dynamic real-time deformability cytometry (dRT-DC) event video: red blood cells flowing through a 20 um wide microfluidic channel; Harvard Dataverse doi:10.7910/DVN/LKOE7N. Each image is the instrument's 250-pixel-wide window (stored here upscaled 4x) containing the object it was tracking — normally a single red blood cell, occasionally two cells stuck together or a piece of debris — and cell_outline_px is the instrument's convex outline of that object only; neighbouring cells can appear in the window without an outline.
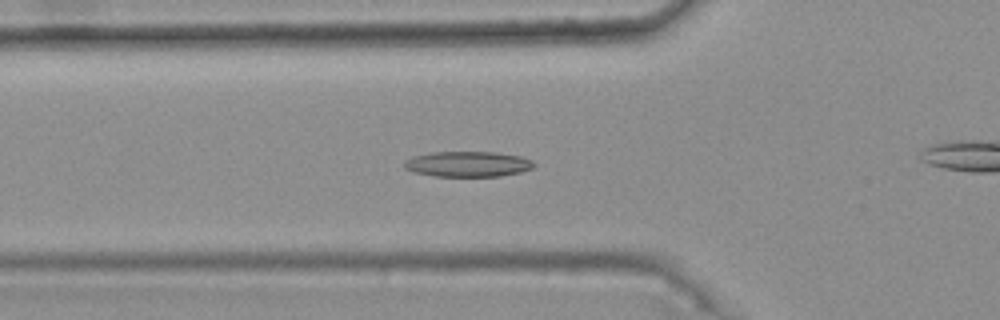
{"species": "common noctule bat (a hibernating species)", "species_latin": "Nyctalus noctula", "temperature_condition": "warm", "stored_images_in_passage": 47, "camera_frame_rate_fps": 3000, "um_per_image_px": 0.085, "animal": {"sex": "female", "body_mass_g": 25.1}, "frame": {"image": 1, "passage_image": 18, "time_ms": 5.667, "image_size_px": [1000, 320], "cell_outline_px": [[536, 164], [532, 168], [520, 172], [500, 176], [436, 176], [412, 172], [404, 168], [404, 160], [412, 156], [432, 152], [496, 152], [520, 156], [532, 160]], "centroid_in_image_um": [39.74, 13.94], "position_along_channel_um": 86.1, "area_um2": 19.31}}
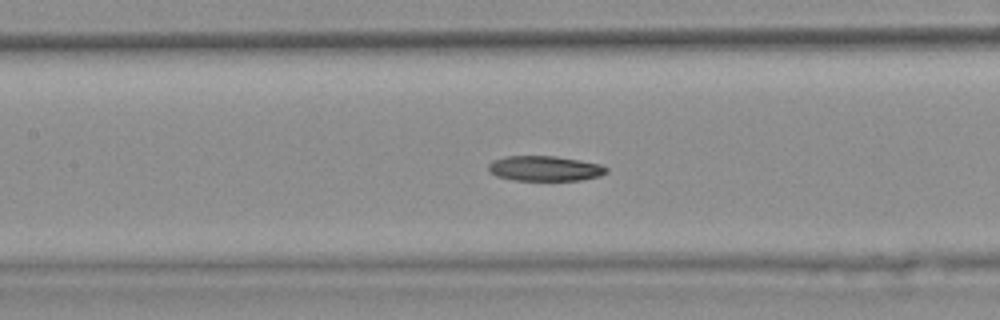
{"frame": {"image": 2, "passage_image": 24, "time_ms": 7.667, "image_size_px": [1000, 320], "cell_outline_px": [[608, 172], [600, 176], [580, 180], [512, 180], [496, 176], [488, 172], [488, 164], [492, 160], [504, 156], [556, 156], [580, 160], [600, 164], [608, 168]], "centroid_in_image_um": [46.28, 14.31], "position_along_channel_um": 161.1, "area_um2": 17.46}}
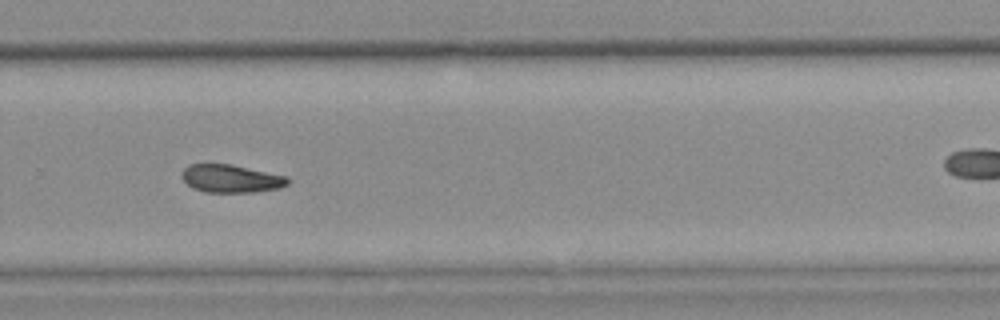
{"frame": {"image": 3, "passage_image": 36, "time_ms": 11.667, "image_size_px": [1000, 320], "cell_outline_px": [[288, 184], [280, 188], [256, 192], [204, 192], [192, 188], [180, 176], [180, 172], [188, 164], [232, 164], [288, 176]], "centroid_in_image_um": [19.62, 15.18], "position_along_channel_um": 310.2, "area_um2": 17.46}}